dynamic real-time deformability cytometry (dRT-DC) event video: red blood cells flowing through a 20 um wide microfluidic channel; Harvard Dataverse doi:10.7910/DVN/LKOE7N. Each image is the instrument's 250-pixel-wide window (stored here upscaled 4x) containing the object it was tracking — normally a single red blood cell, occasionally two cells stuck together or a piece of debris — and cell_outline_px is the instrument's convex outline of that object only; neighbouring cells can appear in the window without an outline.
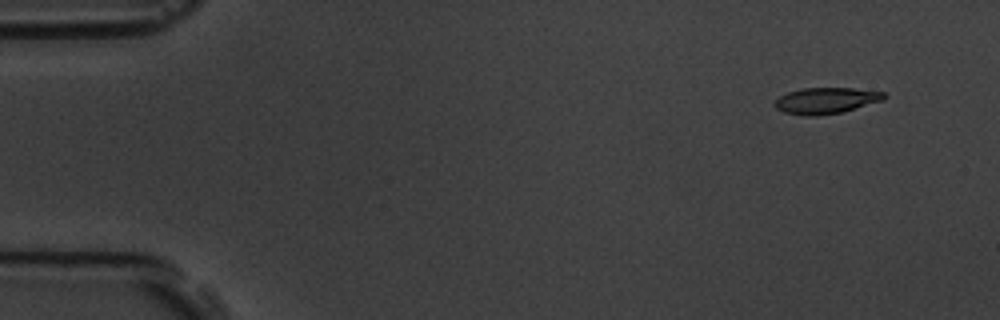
{"species": "common noctule bat (a hibernating species)", "species_latin": "Nyctalus noctula", "temperature_condition": "room temperature", "stored_images_in_passage": 7, "camera_frame_rate_fps": 3000, "um_per_image_px": 0.085, "animal": {"sex": "male", "body_mass_g": 19.5, "forearm_length_mm": 54.6}, "frame": {"image": 1, "passage_image": 1, "time_ms": 0.0, "image_size_px": [1000, 320], "cell_outline_px": [[888, 96], [884, 100], [844, 112], [816, 116], [804, 116], [784, 112], [776, 108], [772, 104], [780, 96], [788, 92], [804, 88], [852, 88], [884, 92]], "centroid_in_image_um": [70.23, 8.56], "position_along_channel_um": 14.8, "area_um2": 16.82}}
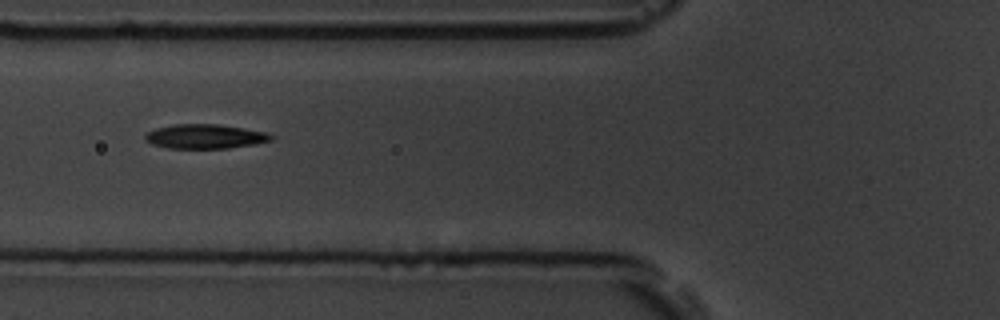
{"frame": {"image": 2, "passage_image": 6, "time_ms": 5.667, "image_size_px": [1000, 320], "cell_outline_px": [[276, 136], [272, 140], [256, 144], [228, 148], [168, 148], [152, 144], [144, 140], [144, 136], [148, 132], [156, 128], [176, 124], [220, 124], [244, 128], [264, 132]], "centroid_in_image_um": [17.44, 11.6], "position_along_channel_um": 108.4, "area_um2": 17.92}}
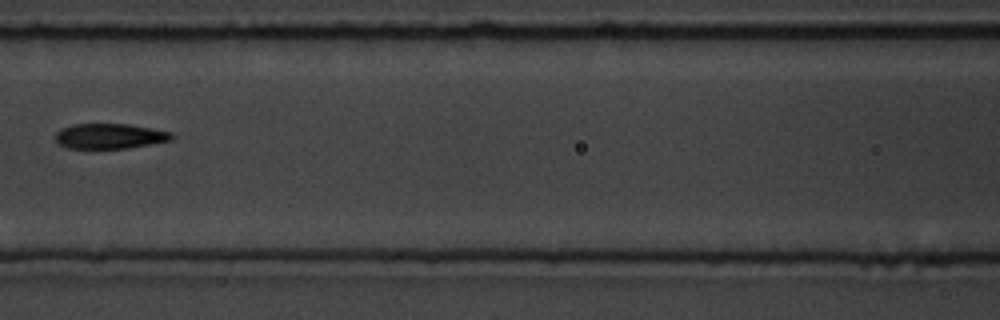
{"frame": {"image": 3, "passage_image": 7, "time_ms": 7.0, "image_size_px": [1000, 320], "cell_outline_px": [[176, 136], [172, 140], [128, 148], [68, 148], [60, 144], [56, 140], [56, 132], [60, 128], [72, 124], [128, 124], [152, 128], [172, 132]], "centroid_in_image_um": [9.36, 11.56], "position_along_channel_um": 157.2, "area_um2": 17.11}}